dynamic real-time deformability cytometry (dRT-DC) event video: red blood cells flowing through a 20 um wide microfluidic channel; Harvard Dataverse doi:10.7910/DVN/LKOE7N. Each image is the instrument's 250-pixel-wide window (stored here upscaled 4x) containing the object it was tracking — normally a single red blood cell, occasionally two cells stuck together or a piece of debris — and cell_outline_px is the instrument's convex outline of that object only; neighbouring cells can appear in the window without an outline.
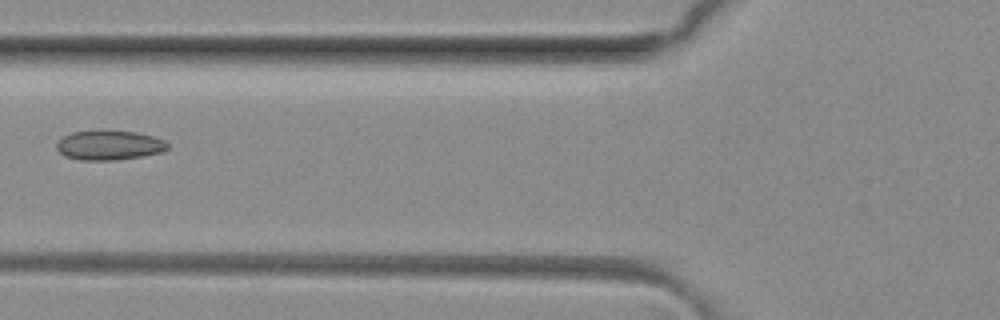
{"species": "common noctule bat (a hibernating species)", "species_latin": "Nyctalus noctula", "temperature_condition": "room temperature", "stored_images_in_passage": 3, "camera_frame_rate_fps": 3000, "um_per_image_px": 0.085, "animal": {"sex": "female", "body_mass_g": 29.2, "forearm_length_mm": 56.3}, "frame": {"image": 1, "passage_image": 2, "time_ms": 0.333, "image_size_px": [1000, 320], "cell_outline_px": [[168, 148], [160, 152], [144, 156], [116, 160], [80, 160], [64, 156], [56, 148], [56, 144], [64, 136], [72, 132], [96, 128], [104, 128], [136, 132], [152, 136], [164, 140], [168, 144]], "centroid_in_image_um": [9.25, 12.31], "position_along_channel_um": 116.5, "area_um2": 19.71}}
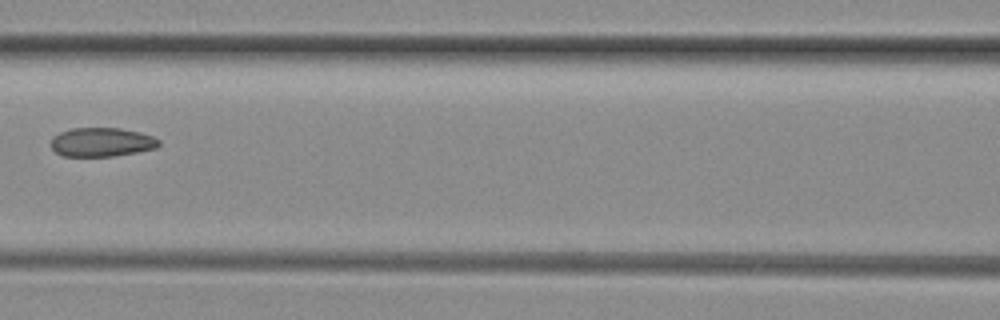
{"frame": {"image": 2, "passage_image": 3, "time_ms": 0.667, "image_size_px": [1000, 320], "cell_outline_px": [[160, 144], [156, 148], [116, 156], [64, 156], [56, 152], [52, 148], [52, 136], [60, 132], [72, 128], [120, 128], [140, 132], [152, 136], [160, 140]], "centroid_in_image_um": [8.65, 12.08], "position_along_channel_um": 157.9, "area_um2": 18.21}}